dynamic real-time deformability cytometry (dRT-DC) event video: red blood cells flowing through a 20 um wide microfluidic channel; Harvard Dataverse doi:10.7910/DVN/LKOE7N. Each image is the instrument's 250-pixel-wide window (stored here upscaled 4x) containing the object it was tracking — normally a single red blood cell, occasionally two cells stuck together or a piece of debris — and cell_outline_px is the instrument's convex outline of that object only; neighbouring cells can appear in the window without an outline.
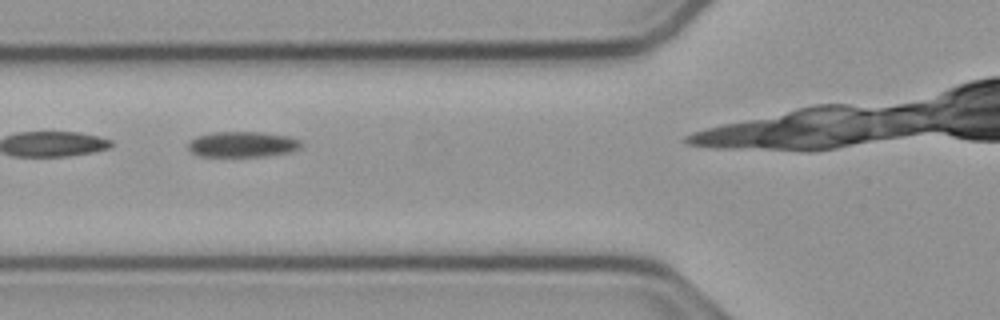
{"species": "common noctule bat (a hibernating species)", "species_latin": "Nyctalus noctula", "temperature_condition": "cold", "stored_images_in_passage": 21, "camera_frame_rate_fps": 3000, "um_per_image_px": 0.085, "animal": {"sex": "male", "body_mass_g": 23.1, "forearm_length_mm": 52.7}, "frame": {"image": 1, "passage_image": 4, "time_ms": 1.0, "image_size_px": [1000, 320], "cell_outline_px": [[304, 144], [300, 148], [288, 152], [264, 156], [200, 156], [192, 152], [188, 148], [188, 144], [192, 140], [200, 136], [212, 132], [260, 132], [288, 136], [300, 140]], "centroid_in_image_um": [20.65, 12.26], "position_along_channel_um": 105.2, "area_um2": 16.65}}